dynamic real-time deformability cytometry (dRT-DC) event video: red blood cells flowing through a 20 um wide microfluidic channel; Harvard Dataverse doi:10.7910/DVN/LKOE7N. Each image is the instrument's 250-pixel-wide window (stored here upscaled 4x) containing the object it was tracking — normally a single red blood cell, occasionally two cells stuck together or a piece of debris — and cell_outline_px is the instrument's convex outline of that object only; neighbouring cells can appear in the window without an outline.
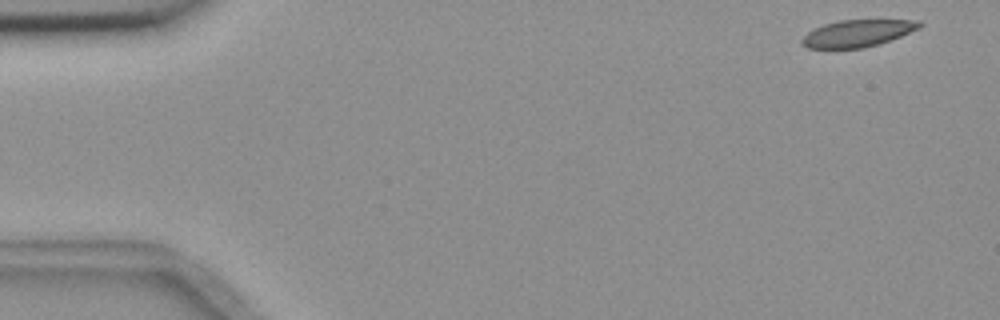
{"species": "common noctule bat (a hibernating species)", "species_latin": "Nyctalus noctula", "temperature_condition": "room temperature", "stored_images_in_passage": 6, "camera_frame_rate_fps": 3000, "um_per_image_px": 0.085, "animal": {"sex": "female", "body_mass_g": 18.4}, "frame": {"image": 1, "passage_image": 1, "time_ms": 0.0, "image_size_px": [1000, 320], "cell_outline_px": [[924, 24], [920, 28], [900, 36], [864, 48], [808, 48], [800, 44], [800, 40], [808, 32], [824, 24], [840, 20], [920, 20]], "centroid_in_image_um": [72.88, 2.82], "position_along_channel_um": 12.1, "area_um2": 18.32}}
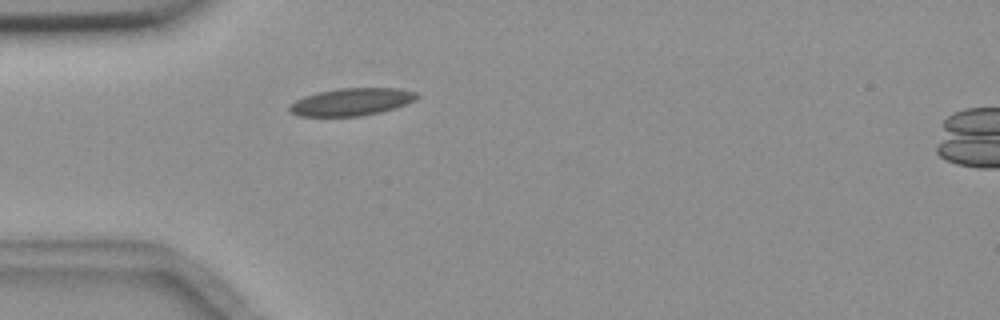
{"frame": {"image": 2, "passage_image": 5, "time_ms": 4.333, "image_size_px": [1000, 320], "cell_outline_px": [[420, 96], [416, 100], [408, 104], [396, 108], [380, 112], [360, 116], [300, 116], [292, 112], [288, 108], [296, 100], [304, 96], [320, 92], [340, 88], [396, 88], [416, 92]], "centroid_in_image_um": [29.94, 8.66], "position_along_channel_um": 55.1, "area_um2": 20.29}}